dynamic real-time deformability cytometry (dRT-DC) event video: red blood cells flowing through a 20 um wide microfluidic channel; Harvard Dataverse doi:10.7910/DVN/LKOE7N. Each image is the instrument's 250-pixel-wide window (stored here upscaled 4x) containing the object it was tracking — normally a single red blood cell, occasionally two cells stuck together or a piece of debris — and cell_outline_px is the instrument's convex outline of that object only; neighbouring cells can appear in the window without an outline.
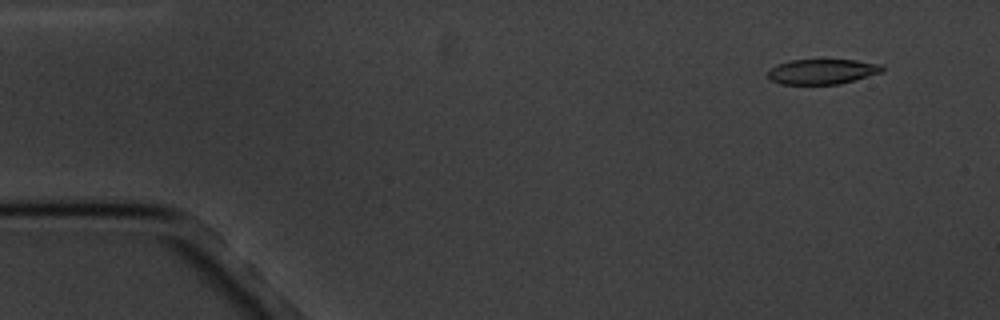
{"species": "common noctule bat (a hibernating species)", "species_latin": "Nyctalus noctula", "temperature_condition": "cold", "stored_images_in_passage": 5, "camera_frame_rate_fps": 3000, "um_per_image_px": 0.085, "animal": {"sex": "male", "body_mass_g": 20.1, "forearm_length_mm": 53.5}, "frame": {"image": 1, "passage_image": 1, "time_ms": 0.0, "image_size_px": [1000, 320], "cell_outline_px": [[884, 72], [840, 84], [780, 84], [772, 80], [768, 76], [768, 68], [776, 64], [792, 60], [856, 60], [884, 64]], "centroid_in_image_um": [69.92, 6.08], "position_along_channel_um": 15.1, "area_um2": 16.94}}
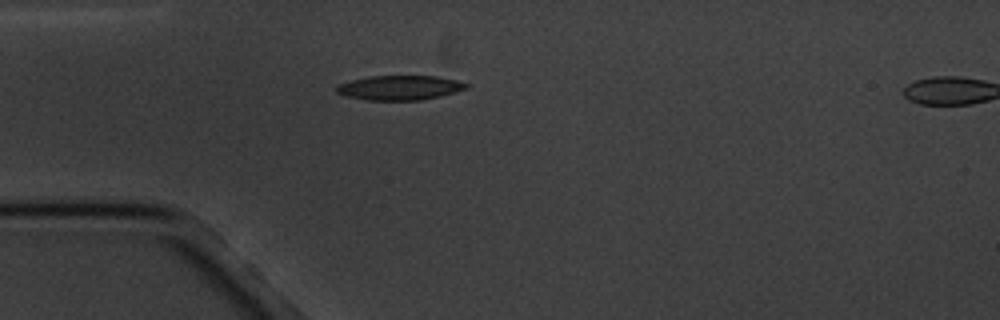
{"frame": {"image": 2, "passage_image": 4, "time_ms": 3.667, "image_size_px": [1000, 320], "cell_outline_px": [[468, 88], [440, 96], [420, 100], [368, 100], [344, 96], [336, 92], [336, 88], [340, 84], [352, 80], [368, 76], [436, 76], [456, 80], [468, 84]], "centroid_in_image_um": [33.96, 7.45], "position_along_channel_um": 51.0, "area_um2": 18.44}}